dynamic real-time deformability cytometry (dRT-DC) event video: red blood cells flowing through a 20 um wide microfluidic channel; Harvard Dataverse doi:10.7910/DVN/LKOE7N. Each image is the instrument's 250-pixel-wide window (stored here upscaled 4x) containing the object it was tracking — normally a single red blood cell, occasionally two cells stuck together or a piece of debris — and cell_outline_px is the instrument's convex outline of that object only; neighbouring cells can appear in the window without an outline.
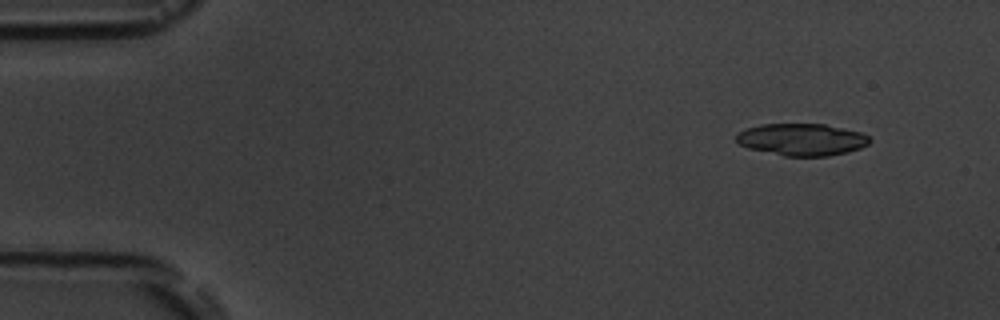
{"species": "common noctule bat (a hibernating species)", "species_latin": "Nyctalus noctula", "temperature_condition": "room temperature", "stored_images_in_passage": 6, "segment_of_instrument_passage": [1, 2], "camera_frame_rate_fps": 3000, "um_per_image_px": 0.085, "animal": {"sex": "male", "body_mass_g": 19.5, "forearm_length_mm": 54.6}, "frame": {"image": 1, "passage_image": 2, "time_ms": 1.0, "image_size_px": [1000, 320], "cell_outline_px": [[872, 140], [868, 144], [860, 148], [848, 152], [828, 156], [784, 156], [748, 148], [740, 144], [736, 140], [736, 136], [744, 128], [760, 124], [824, 124], [860, 132], [868, 136]], "centroid_in_image_um": [68.15, 11.86], "position_along_channel_um": 16.9, "area_um2": 24.91}}
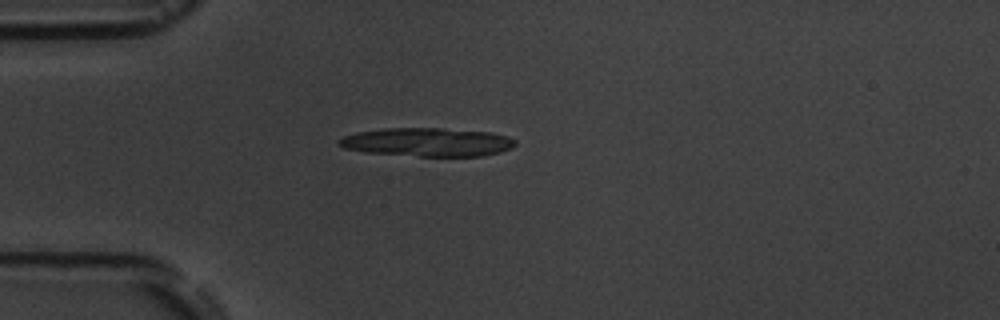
{"frame": {"image": 2, "passage_image": 5, "time_ms": 4.333, "image_size_px": [1000, 320], "cell_outline_px": [[516, 144], [512, 148], [500, 152], [480, 156], [420, 156], [364, 152], [344, 148], [336, 144], [336, 140], [344, 136], [356, 132], [384, 128], [440, 128], [492, 132], [508, 136], [516, 140]], "centroid_in_image_um": [36.32, 12.07], "position_along_channel_um": 48.7, "area_um2": 29.54}}